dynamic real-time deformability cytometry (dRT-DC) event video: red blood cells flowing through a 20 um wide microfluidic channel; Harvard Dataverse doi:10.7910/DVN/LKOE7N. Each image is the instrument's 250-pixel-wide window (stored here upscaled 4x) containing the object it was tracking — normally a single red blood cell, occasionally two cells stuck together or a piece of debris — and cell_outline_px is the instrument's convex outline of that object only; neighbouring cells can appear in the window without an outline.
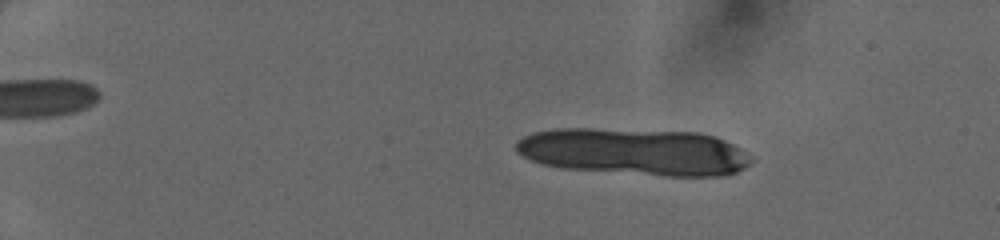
{"species": "human", "species_latin": "Homo sapiens", "temperature_condition": "cold", "stored_images_in_passage": 18, "camera_frame_rate_fps": 3000, "um_per_image_px": 0.085, "donor": {"sex": "female"}, "frame": {"image": 1, "passage_image": 10, "time_ms": 3.0, "image_size_px": [1000, 240], "cell_outline_px": [[756, 160], [752, 164], [728, 176], [664, 176], [560, 168], [544, 164], [532, 160], [516, 152], [516, 140], [532, 132], [552, 128], [592, 128], [700, 132], [716, 136], [756, 156]], "centroid_in_image_um": [53.98, 12.9], "position_along_channel_um": 31.0, "area_um2": 65.43}}